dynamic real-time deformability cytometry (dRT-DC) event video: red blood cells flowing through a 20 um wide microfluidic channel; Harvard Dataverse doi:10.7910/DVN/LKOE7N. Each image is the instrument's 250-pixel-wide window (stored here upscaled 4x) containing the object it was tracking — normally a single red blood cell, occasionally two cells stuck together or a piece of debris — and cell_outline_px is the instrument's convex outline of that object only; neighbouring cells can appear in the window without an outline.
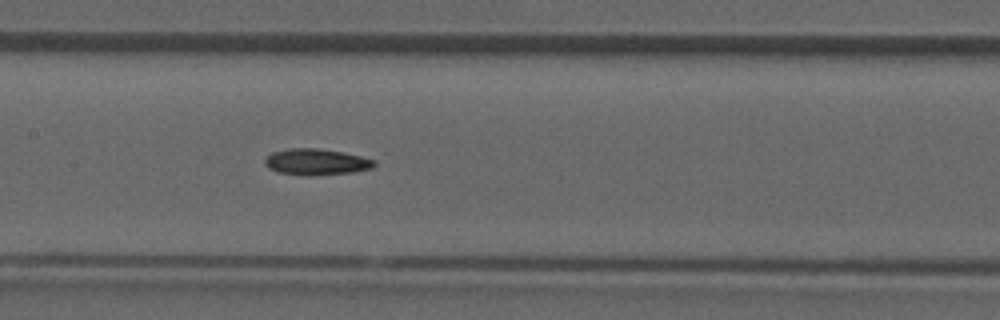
{"species": "common noctule bat (a hibernating species)", "species_latin": "Nyctalus noctula", "temperature_condition": "room temperature", "stored_images_in_passage": 41, "camera_frame_rate_fps": 3000, "um_per_image_px": 0.085, "animal": {"sex": "male", "forearm_length_mm": 52.5}, "frame": {"image": 1, "passage_image": 18, "time_ms": 5.667, "image_size_px": [1000, 320], "cell_outline_px": [[376, 164], [372, 168], [352, 172], [308, 176], [280, 172], [268, 168], [264, 164], [264, 156], [272, 152], [288, 148], [316, 148], [344, 152], [376, 160]], "centroid_in_image_um": [26.85, 13.75], "position_along_channel_um": 180.5, "area_um2": 16.82}}